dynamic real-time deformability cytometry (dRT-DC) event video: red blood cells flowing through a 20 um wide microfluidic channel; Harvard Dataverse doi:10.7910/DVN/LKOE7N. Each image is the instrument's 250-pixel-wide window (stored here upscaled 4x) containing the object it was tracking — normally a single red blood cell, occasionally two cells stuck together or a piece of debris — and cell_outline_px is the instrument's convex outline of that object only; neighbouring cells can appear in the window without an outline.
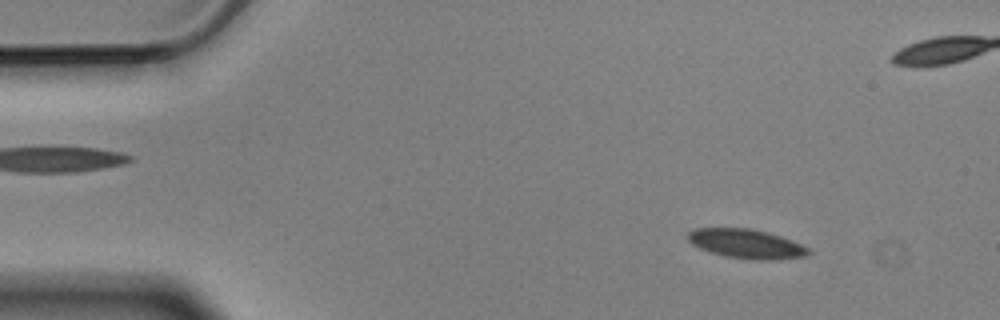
{"species": "Egyptian fruit bat (a non-hibernating species)", "species_latin": "Rousettus aegyptiacus", "temperature_condition": "cold", "stored_images_in_passage": 7, "segment_of_instrument_passage": [1, 2], "camera_frame_rate_fps": 3000, "um_per_image_px": 0.085, "animal": {"sex": "male"}, "frame": {"image": 1, "passage_image": 2, "time_ms": 0.333, "image_size_px": [1000, 320], "cell_outline_px": [[812, 252], [804, 256], [772, 260], [752, 260], [724, 256], [700, 248], [692, 244], [688, 240], [688, 232], [696, 228], [752, 228], [768, 232], [792, 240], [808, 248]], "centroid_in_image_um": [63.44, 20.72], "position_along_channel_um": 21.6, "area_um2": 20.52}}
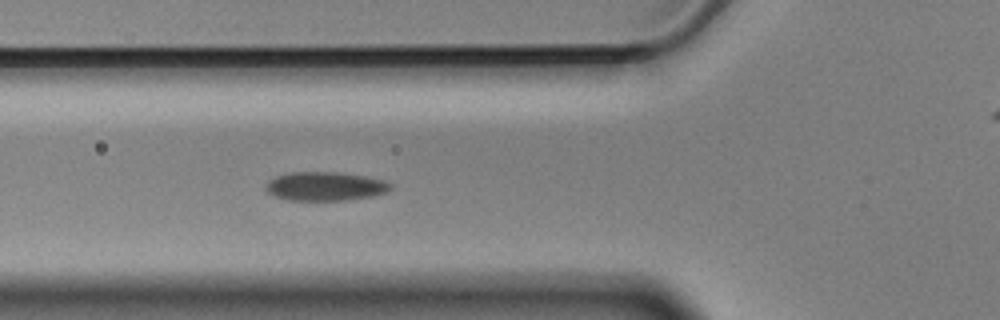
{"frame": {"image": 2, "passage_image": 6, "time_ms": 1.667, "image_size_px": [1000, 320], "cell_outline_px": [[392, 188], [384, 192], [372, 196], [344, 200], [288, 200], [276, 196], [268, 192], [268, 184], [276, 176], [292, 172], [340, 172], [364, 176], [384, 180], [392, 184]], "centroid_in_image_um": [27.69, 15.83], "position_along_channel_um": 98.1, "area_um2": 20.58}}